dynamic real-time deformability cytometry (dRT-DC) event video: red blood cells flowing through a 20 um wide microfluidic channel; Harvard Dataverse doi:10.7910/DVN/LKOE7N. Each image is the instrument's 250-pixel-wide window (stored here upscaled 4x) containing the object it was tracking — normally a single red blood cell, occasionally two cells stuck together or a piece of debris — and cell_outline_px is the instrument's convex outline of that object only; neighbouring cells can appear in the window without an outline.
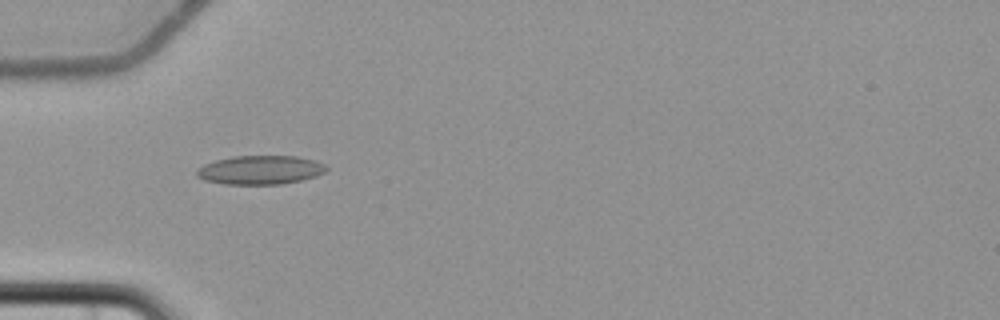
{"species": "common noctule bat (a hibernating species)", "species_latin": "Nyctalus noctula", "temperature_condition": "cold", "stored_images_in_passage": 14, "camera_frame_rate_fps": 3000, "um_per_image_px": 0.085, "animal": {"sex": "female", "body_mass_g": 22.7, "forearm_length_mm": 54.2}, "frame": {"image": 1, "passage_image": 5, "time_ms": 6.333, "image_size_px": [1000, 320], "cell_outline_px": [[328, 168], [324, 172], [316, 176], [300, 180], [280, 184], [224, 184], [204, 180], [196, 176], [196, 172], [204, 164], [216, 160], [232, 156], [296, 156], [316, 160], [324, 164]], "centroid_in_image_um": [22.13, 14.44], "position_along_channel_um": 62.9, "area_um2": 21.73}}
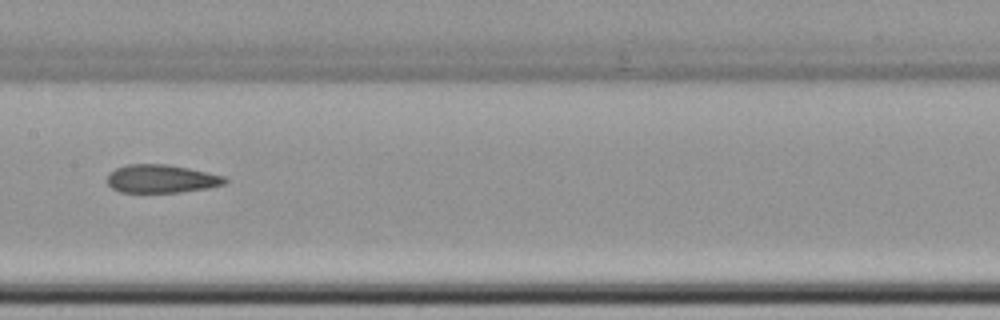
{"frame": {"image": 2, "passage_image": 8, "time_ms": 10.0, "image_size_px": [1000, 320], "cell_outline_px": [[228, 180], [224, 184], [208, 188], [180, 192], [120, 192], [112, 188], [108, 184], [108, 176], [116, 168], [128, 164], [168, 164], [208, 172], [224, 176]], "centroid_in_image_um": [13.74, 15.19], "position_along_channel_um": 193.7, "area_um2": 19.25}}
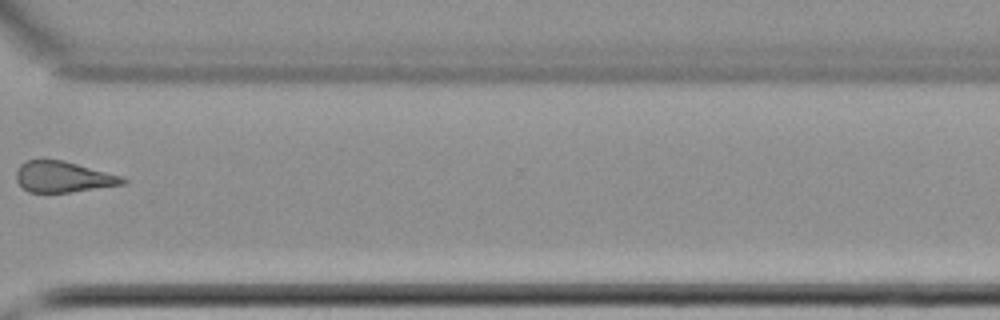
{"frame": {"image": 3, "passage_image": 12, "time_ms": 14.667, "image_size_px": [1000, 320], "cell_outline_px": [[128, 180], [124, 184], [68, 192], [28, 192], [16, 180], [16, 172], [20, 164], [28, 160], [64, 160], [120, 176]], "centroid_in_image_um": [5.34, 15.03], "position_along_channel_um": 365.3, "area_um2": 18.84}}